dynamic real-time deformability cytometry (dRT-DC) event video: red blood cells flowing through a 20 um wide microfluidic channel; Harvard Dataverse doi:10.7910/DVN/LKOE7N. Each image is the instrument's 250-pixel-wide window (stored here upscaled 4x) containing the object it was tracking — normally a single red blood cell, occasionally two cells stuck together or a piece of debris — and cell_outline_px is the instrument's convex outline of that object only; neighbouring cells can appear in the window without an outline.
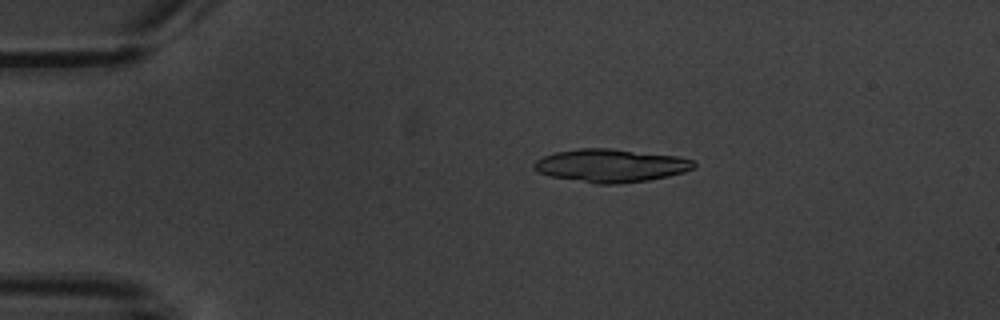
{"species": "common noctule bat (a hibernating species)", "species_latin": "Nyctalus noctula", "temperature_condition": "warm", "stored_images_in_passage": 4, "camera_frame_rate_fps": 3000, "um_per_image_px": 0.085, "animal": {"sex": "male", "body_mass_g": 20.1, "forearm_length_mm": 53.5}, "frame": {"image": 1, "passage_image": 2, "time_ms": 1.333, "image_size_px": [1000, 320], "cell_outline_px": [[696, 164], [692, 168], [684, 172], [668, 176], [648, 180], [616, 184], [596, 184], [548, 176], [536, 172], [532, 168], [532, 164], [536, 160], [544, 156], [556, 152], [580, 148], [608, 148], [676, 156], [692, 160]], "centroid_in_image_um": [51.85, 14.08], "position_along_channel_um": 33.2, "area_um2": 30.81}}